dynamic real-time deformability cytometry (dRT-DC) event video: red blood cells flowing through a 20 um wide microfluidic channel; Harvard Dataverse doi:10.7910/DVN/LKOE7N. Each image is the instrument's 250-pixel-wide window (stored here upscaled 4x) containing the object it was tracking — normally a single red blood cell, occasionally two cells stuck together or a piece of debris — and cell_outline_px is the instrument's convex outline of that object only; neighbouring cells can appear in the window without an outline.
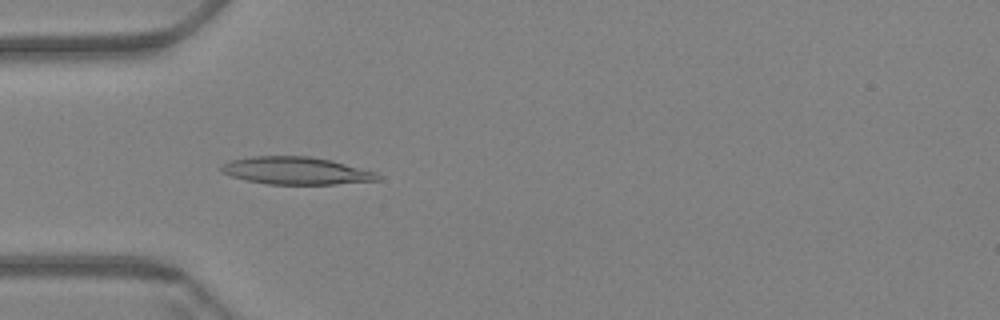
{"species": "Egyptian fruit bat (a non-hibernating species)", "species_latin": "Rousettus aegyptiacus", "temperature_condition": "warm", "stored_images_in_passage": 48, "camera_frame_rate_fps": 3000, "um_per_image_px": 0.085, "animal": {"sex": "female"}, "frame": {"image": 1, "passage_image": 7, "time_ms": 2.0, "image_size_px": [1000, 320], "cell_outline_px": [[380, 180], [336, 184], [268, 184], [248, 180], [232, 176], [224, 172], [220, 168], [224, 164], [232, 160], [252, 156], [308, 156], [332, 160], [376, 172], [380, 176]], "centroid_in_image_um": [25.22, 14.51], "position_along_channel_um": 59.8, "area_um2": 24.8}}
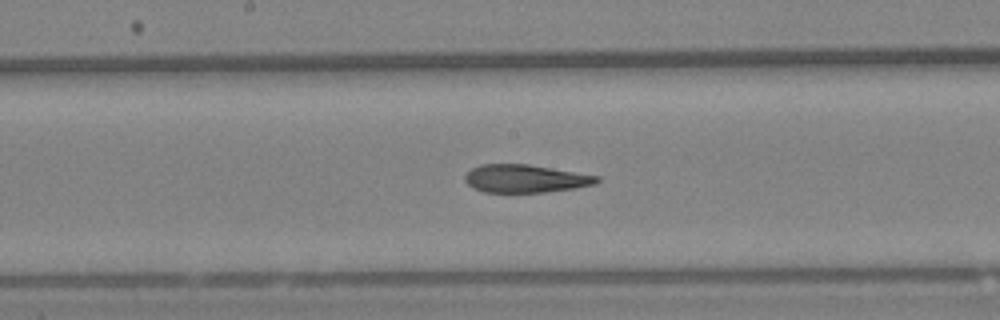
{"frame": {"image": 2, "passage_image": 20, "time_ms": 6.333, "image_size_px": [1000, 320], "cell_outline_px": [[600, 180], [596, 184], [572, 188], [544, 192], [484, 192], [472, 188], [464, 180], [464, 176], [472, 168], [480, 164], [528, 164], [600, 176]], "centroid_in_image_um": [44.63, 15.18], "position_along_channel_um": 203.6, "area_um2": 21.44}}
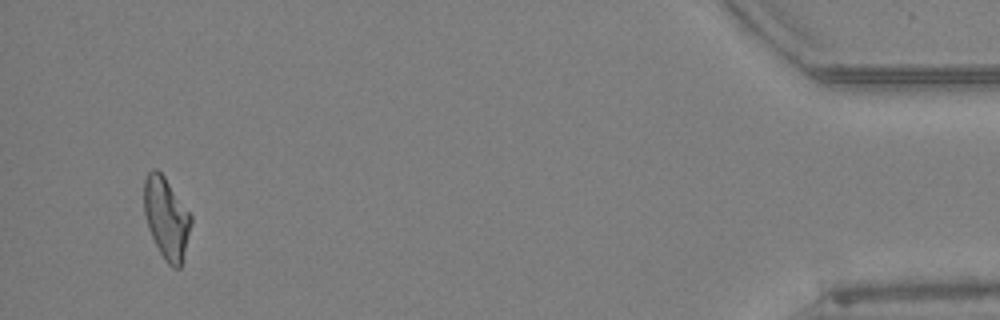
{"frame": {"image": 3, "passage_image": 46, "time_ms": 15.0, "image_size_px": [1000, 320], "cell_outline_px": [[192, 220], [180, 268], [172, 268], [164, 260], [148, 228], [144, 216], [144, 180], [148, 172], [152, 168], [156, 168], [164, 176], [192, 216]], "centroid_in_image_um": [14.12, 18.52], "position_along_channel_um": 421.1, "area_um2": 22.08}, "authors_computed_cell_mechanics": {"area_um2": 22.6865, "velocity_mm_per_s": 3.4, "shape_relaxation_time_tau1_ms": null, "shape_relaxation_time_tau2_ms": 3.1694, "deformation_change_tau1": null, "deformation_change_tau2": 0.1181}}